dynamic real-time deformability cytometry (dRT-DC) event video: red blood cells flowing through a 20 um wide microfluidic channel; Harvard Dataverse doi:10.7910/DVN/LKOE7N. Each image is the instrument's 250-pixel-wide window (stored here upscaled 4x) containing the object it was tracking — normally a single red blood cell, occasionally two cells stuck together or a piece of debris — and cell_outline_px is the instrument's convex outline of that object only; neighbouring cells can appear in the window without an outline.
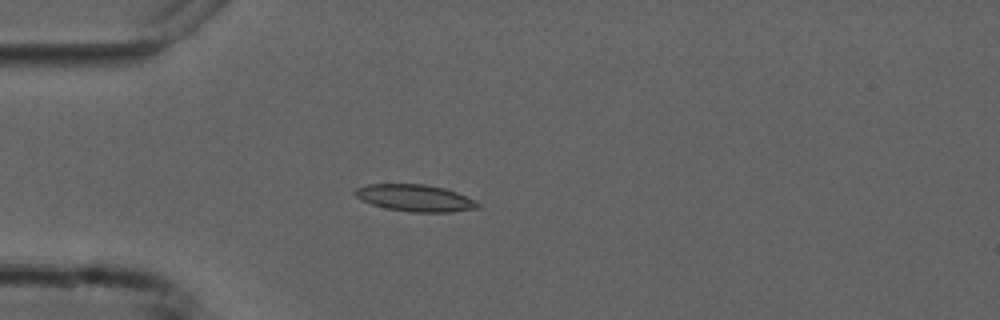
{"species": "common noctule bat (a hibernating species)", "species_latin": "Nyctalus noctula", "temperature_condition": "cold", "stored_images_in_passage": 4, "camera_frame_rate_fps": 3000, "um_per_image_px": 0.085, "animal": {"sex": "male", "forearm_length_mm": 52.5}, "frame": {"image": 1, "passage_image": 4, "time_ms": 3.667, "image_size_px": [1000, 320], "cell_outline_px": [[480, 208], [452, 212], [412, 212], [388, 208], [372, 204], [360, 200], [352, 192], [356, 188], [368, 184], [424, 184], [448, 188], [476, 200], [480, 204]], "centroid_in_image_um": [35.32, 16.82], "position_along_channel_um": 49.7, "area_um2": 19.42}}